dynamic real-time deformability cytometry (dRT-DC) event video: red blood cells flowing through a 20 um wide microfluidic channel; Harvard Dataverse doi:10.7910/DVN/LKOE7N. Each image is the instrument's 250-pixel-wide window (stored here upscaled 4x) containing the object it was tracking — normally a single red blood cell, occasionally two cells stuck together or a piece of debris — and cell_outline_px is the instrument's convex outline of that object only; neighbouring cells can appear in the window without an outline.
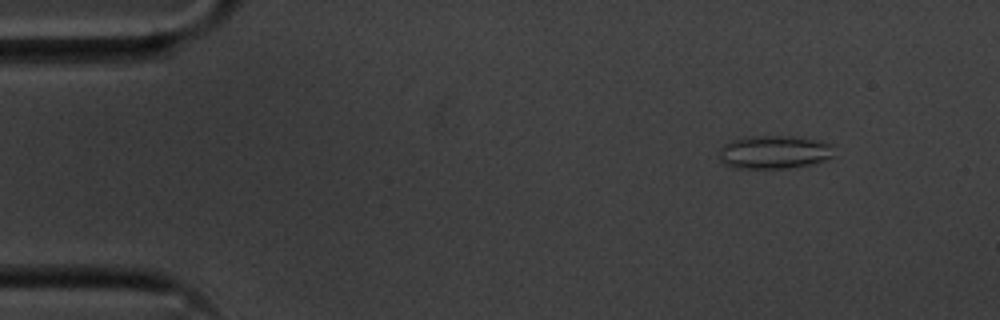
{"species": "common noctule bat (a hibernating species)", "species_latin": "Nyctalus noctula", "temperature_condition": "cold", "stored_images_in_passage": 50, "camera_frame_rate_fps": 3000, "um_per_image_px": 0.085, "animal": {"sex": "male", "body_mass_g": 20.1, "forearm_length_mm": 53.5}, "frame": {"image": 1, "passage_image": 1, "time_ms": 0.0, "image_size_px": [1000, 320], "cell_outline_px": [[836, 156], [824, 160], [792, 168], [736, 168], [724, 164], [720, 160], [720, 148], [724, 144], [732, 140], [752, 136], [796, 136], [824, 140], [832, 144]], "centroid_in_image_um": [65.87, 12.92], "position_along_channel_um": 19.1, "area_um2": 22.6}}
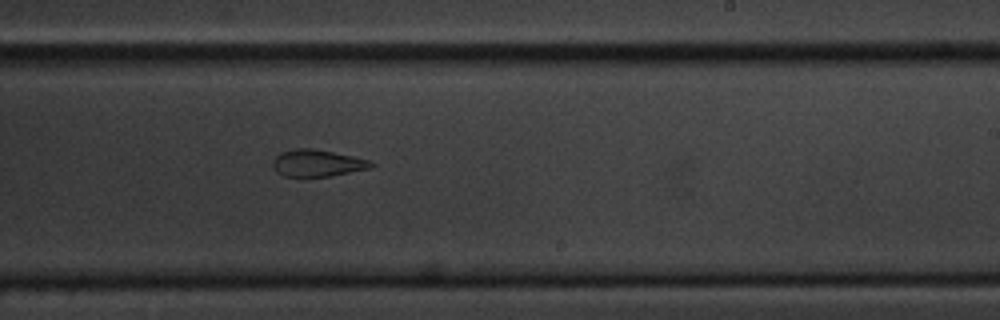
{"frame": {"image": 2, "passage_image": 28, "time_ms": 9.0, "image_size_px": [1000, 320], "cell_outline_px": [[376, 164], [372, 168], [328, 176], [284, 176], [276, 172], [272, 168], [272, 164], [276, 156], [280, 152], [296, 148], [312, 148], [352, 156], [368, 160]], "centroid_in_image_um": [26.95, 13.86], "position_along_channel_um": 262.1, "area_um2": 15.32}}
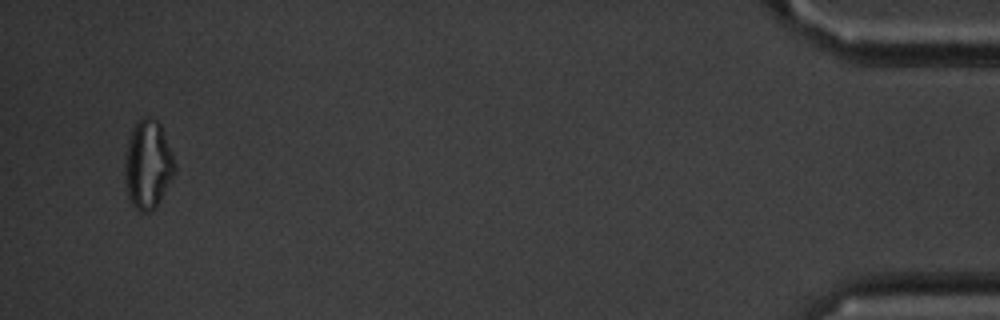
{"frame": {"image": 3, "passage_image": 48, "time_ms": 15.667, "image_size_px": [1000, 320], "cell_outline_px": [[176, 168], [156, 208], [148, 212], [140, 212], [132, 204], [128, 196], [124, 180], [124, 156], [128, 140], [132, 128], [136, 120], [144, 116], [152, 116], [160, 124], [164, 132], [176, 164]], "centroid_in_image_um": [12.54, 13.96], "position_along_channel_um": 422.7, "area_um2": 26.07}, "authors_computed_cell_mechanics": {"area_um2": 18.2937, "velocity_mm_per_s": 3.627, "shape_relaxation_time_tau1_ms": null, "shape_relaxation_time_tau2_ms": 1.78, "deformation_change_tau1": null, "deformation_change_tau2": 0.0724}}